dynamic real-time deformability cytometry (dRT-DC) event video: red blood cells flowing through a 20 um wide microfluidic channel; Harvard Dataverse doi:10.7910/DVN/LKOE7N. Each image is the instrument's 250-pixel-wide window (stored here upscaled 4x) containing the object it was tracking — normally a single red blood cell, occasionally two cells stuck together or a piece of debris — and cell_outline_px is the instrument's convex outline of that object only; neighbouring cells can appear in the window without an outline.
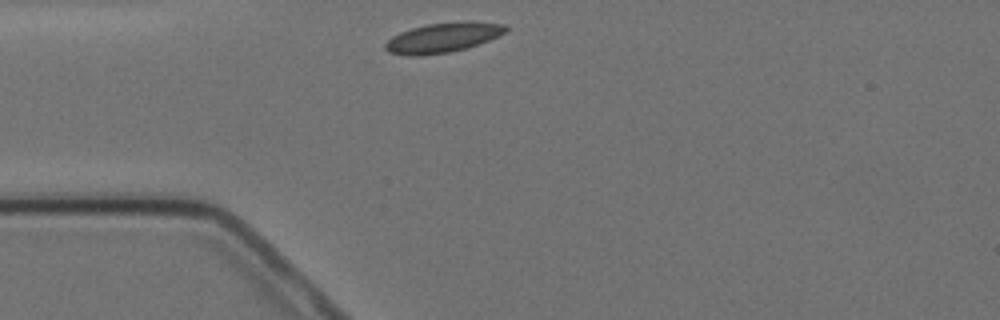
{"species": "Egyptian fruit bat (a non-hibernating species)", "species_latin": "Rousettus aegyptiacus", "temperature_condition": "cold", "stored_images_in_passage": 1, "camera_frame_rate_fps": 3000, "um_per_image_px": 0.085, "animal": {"sex": "female"}, "frame": {"image": 1, "passage_image": 1, "time_ms": 0.0, "image_size_px": [1000, 320], "cell_outline_px": [[508, 28], [504, 32], [488, 40], [468, 48], [448, 52], [420, 56], [408, 56], [388, 52], [384, 48], [384, 44], [392, 36], [400, 32], [412, 28], [428, 24], [460, 20], [472, 20], [504, 24]], "centroid_in_image_um": [37.63, 3.18], "position_along_channel_um": 47.4, "area_um2": 21.1}}